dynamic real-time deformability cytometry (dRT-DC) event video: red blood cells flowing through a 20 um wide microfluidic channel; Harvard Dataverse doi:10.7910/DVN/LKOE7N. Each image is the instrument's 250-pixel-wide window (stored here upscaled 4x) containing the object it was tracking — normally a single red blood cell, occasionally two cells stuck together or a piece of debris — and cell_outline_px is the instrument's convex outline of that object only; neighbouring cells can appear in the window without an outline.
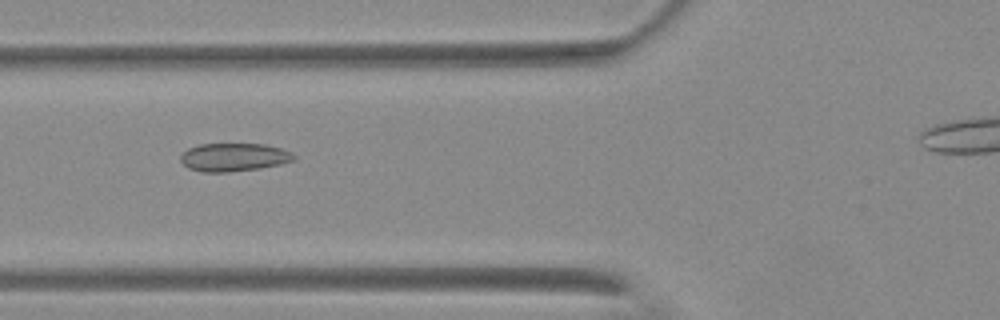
{"species": "Egyptian fruit bat (a non-hibernating species)", "species_latin": "Rousettus aegyptiacus", "temperature_condition": "warm", "stored_images_in_passage": 51, "camera_frame_rate_fps": 3000, "um_per_image_px": 0.085, "animal": {"sex": "female"}, "frame": {"image": 1, "passage_image": 22, "time_ms": 7.0, "image_size_px": [1000, 320], "cell_outline_px": [[296, 160], [280, 164], [260, 168], [228, 172], [204, 172], [188, 168], [180, 160], [180, 156], [188, 148], [200, 144], [264, 144], [280, 148], [292, 152], [296, 156]], "centroid_in_image_um": [19.89, 13.36], "position_along_channel_um": 105.9, "area_um2": 18.61}}
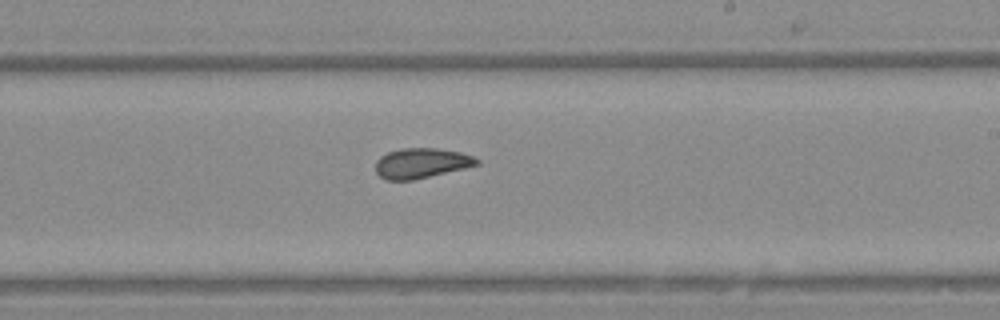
{"frame": {"image": 2, "passage_image": 34, "time_ms": 11.0, "image_size_px": [1000, 320], "cell_outline_px": [[480, 164], [464, 168], [412, 180], [384, 180], [376, 172], [376, 160], [380, 156], [388, 152], [400, 148], [436, 148], [460, 152], [472, 156], [480, 160]], "centroid_in_image_um": [35.79, 13.86], "position_along_channel_um": 253.2, "area_um2": 17.69}}
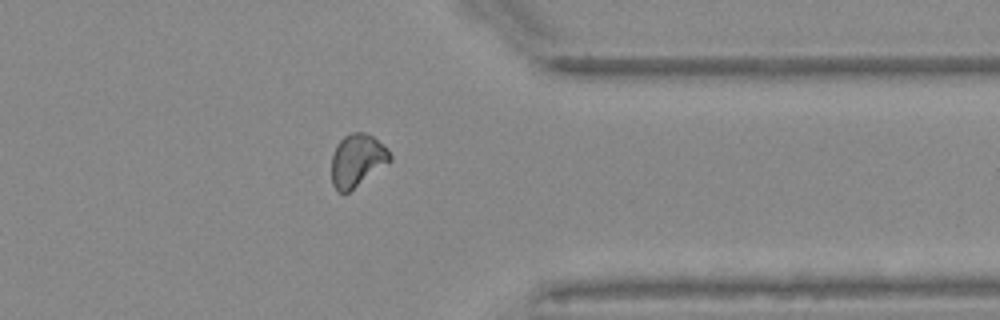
{"frame": {"image": 3, "passage_image": 45, "time_ms": 14.667, "image_size_px": [1000, 320], "cell_outline_px": [[392, 160], [348, 192], [340, 192], [332, 184], [332, 156], [336, 144], [344, 136], [352, 132], [364, 132], [372, 136], [388, 148], [392, 156]], "centroid_in_image_um": [30.37, 13.6], "position_along_channel_um": 381.0, "area_um2": 17.74}, "authors_computed_cell_mechanics": {"area_um2": 18.2648, "velocity_mm_per_s": 3.6898, "shape_relaxation_time_tau1_ms": null, "shape_relaxation_time_tau2_ms": 2.1149, "deformation_change_tau1": null, "deformation_change_tau2": 0.0656}}